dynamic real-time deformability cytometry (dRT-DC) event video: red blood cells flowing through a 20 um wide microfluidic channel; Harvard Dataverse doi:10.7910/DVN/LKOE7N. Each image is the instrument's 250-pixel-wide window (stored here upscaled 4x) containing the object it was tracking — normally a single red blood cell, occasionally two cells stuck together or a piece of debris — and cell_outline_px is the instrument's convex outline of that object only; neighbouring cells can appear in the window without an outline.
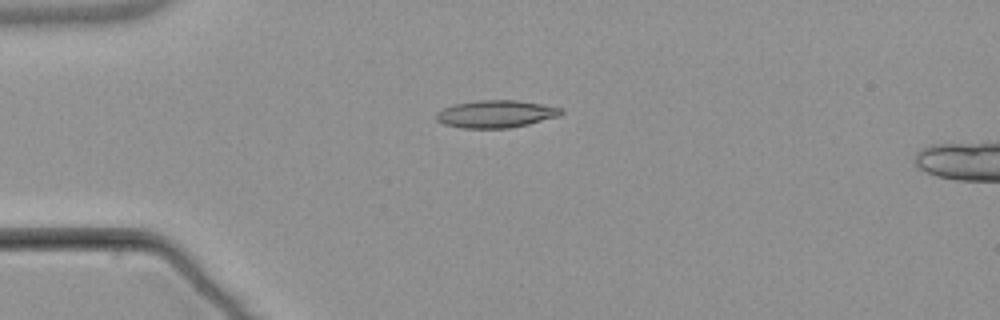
{"species": "common noctule bat (a hibernating species)", "species_latin": "Nyctalus noctula", "temperature_condition": "warm", "stored_images_in_passage": 5, "camera_frame_rate_fps": 3000, "um_per_image_px": 0.085, "animal": {"sex": "male", "body_mass_g": 21.5, "forearm_length_mm": 52.0}, "frame": {"image": 1, "passage_image": 3, "time_ms": 2.333, "image_size_px": [1000, 320], "cell_outline_px": [[564, 112], [560, 116], [528, 124], [508, 128], [464, 128], [444, 124], [436, 120], [436, 112], [444, 108], [456, 104], [476, 100], [516, 100], [564, 108]], "centroid_in_image_um": [42.17, 9.68], "position_along_channel_um": 42.8, "area_um2": 19.94}}
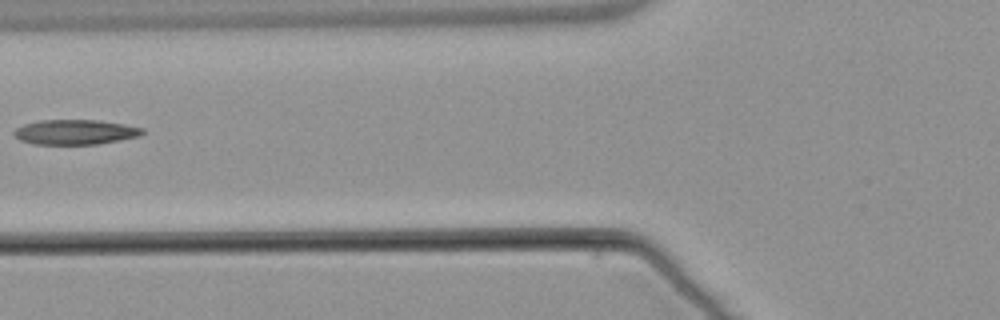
{"frame": {"image": 2, "passage_image": 5, "time_ms": 5.0, "image_size_px": [1000, 320], "cell_outline_px": [[144, 132], [140, 136], [96, 144], [32, 144], [20, 140], [12, 132], [16, 128], [24, 124], [40, 120], [96, 120], [124, 124], [144, 128]], "centroid_in_image_um": [6.38, 11.22], "position_along_channel_um": 119.4, "area_um2": 18.55}}